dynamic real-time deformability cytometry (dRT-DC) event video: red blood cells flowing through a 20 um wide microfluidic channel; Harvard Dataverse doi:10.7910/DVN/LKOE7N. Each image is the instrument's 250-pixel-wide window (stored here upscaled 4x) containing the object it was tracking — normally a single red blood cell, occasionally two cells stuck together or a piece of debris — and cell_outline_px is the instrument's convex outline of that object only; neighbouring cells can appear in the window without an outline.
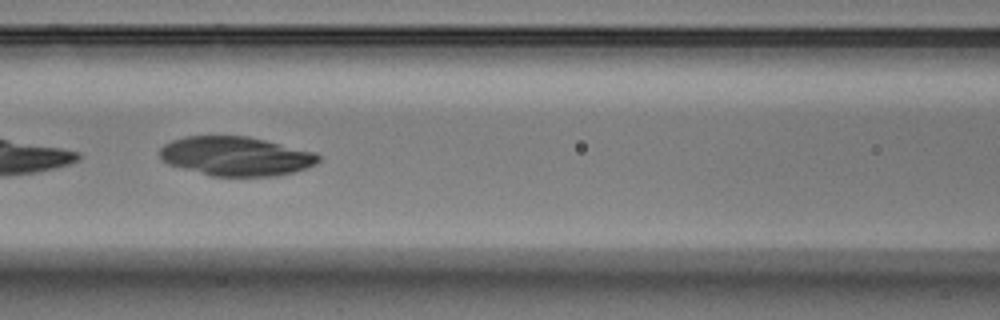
{"species": "Egyptian fruit bat (a non-hibernating species)", "species_latin": "Rousettus aegyptiacus", "temperature_condition": "warm", "stored_images_in_passage": 38, "camera_frame_rate_fps": 3000, "um_per_image_px": 0.085, "animal": {"sex": "male"}, "frame": {"image": 1, "passage_image": 24, "time_ms": 7.667, "image_size_px": [1000, 320], "cell_outline_px": [[320, 160], [316, 164], [292, 172], [276, 176], [212, 176], [168, 164], [160, 160], [160, 148], [164, 144], [172, 140], [184, 136], [248, 136], [316, 152], [320, 156]], "centroid_in_image_um": [20.04, 13.27], "position_along_channel_um": 146.6, "area_um2": 36.24}}
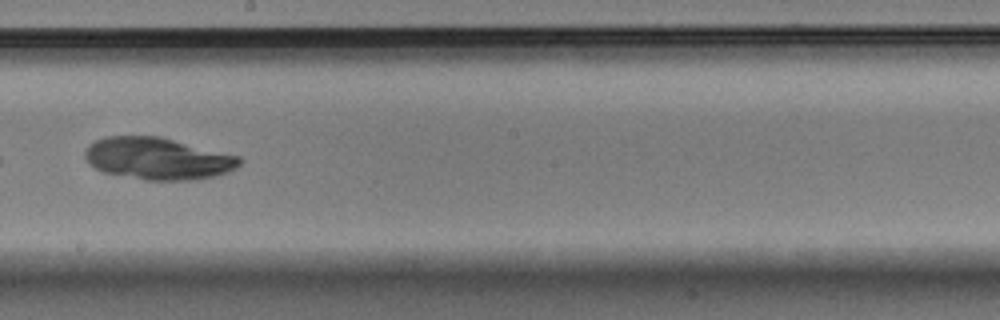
{"frame": {"image": 2, "passage_image": 31, "time_ms": 10.0, "image_size_px": [1000, 320], "cell_outline_px": [[244, 160], [236, 168], [228, 172], [196, 180], [144, 180], [104, 172], [88, 164], [84, 156], [84, 152], [88, 144], [96, 140], [108, 136], [160, 136], [240, 156]], "centroid_in_image_um": [13.41, 13.47], "position_along_channel_um": 234.8, "area_um2": 38.03}}